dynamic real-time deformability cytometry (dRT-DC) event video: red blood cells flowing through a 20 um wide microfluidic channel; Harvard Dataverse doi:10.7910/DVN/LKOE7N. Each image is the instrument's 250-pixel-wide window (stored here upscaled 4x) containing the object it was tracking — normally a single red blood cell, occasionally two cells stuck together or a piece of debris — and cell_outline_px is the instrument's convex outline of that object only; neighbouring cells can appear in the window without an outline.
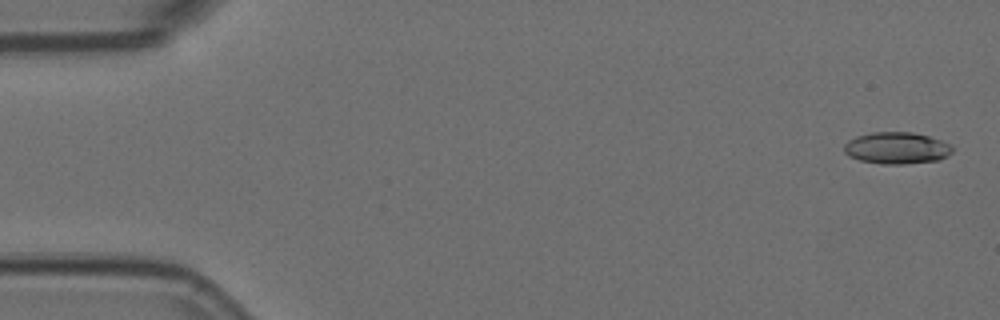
{"species": "Egyptian fruit bat (a non-hibernating species)", "species_latin": "Rousettus aegyptiacus", "temperature_condition": "room temperature", "stored_images_in_passage": 13, "camera_frame_rate_fps": 3000, "um_per_image_px": 0.085, "animal": {"sex": "female"}, "frame": {"image": 1, "passage_image": 2, "time_ms": 0.333, "image_size_px": [1000, 320], "cell_outline_px": [[952, 152], [948, 156], [940, 160], [904, 164], [880, 164], [860, 160], [848, 156], [844, 152], [844, 144], [848, 140], [856, 136], [872, 132], [912, 132], [928, 136], [940, 140], [948, 144], [952, 148]], "centroid_in_image_um": [76.19, 12.59], "position_along_channel_um": 8.8, "area_um2": 20.11}}